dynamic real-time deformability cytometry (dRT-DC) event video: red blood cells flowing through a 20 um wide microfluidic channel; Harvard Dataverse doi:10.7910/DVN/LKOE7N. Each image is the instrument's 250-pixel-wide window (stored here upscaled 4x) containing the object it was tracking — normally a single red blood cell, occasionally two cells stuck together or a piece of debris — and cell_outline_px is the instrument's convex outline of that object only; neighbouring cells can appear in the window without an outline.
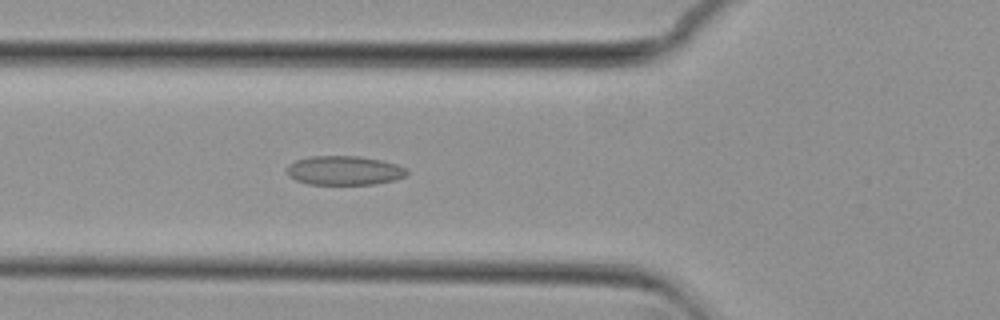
{"species": "common noctule bat (a hibernating species)", "species_latin": "Nyctalus noctula", "temperature_condition": "cold", "stored_images_in_passage": 43, "camera_frame_rate_fps": 3000, "um_per_image_px": 0.085, "animal": {"sex": "female", "body_mass_g": 29.2, "forearm_length_mm": 56.3}, "frame": {"image": 1, "passage_image": 9, "time_ms": 2.667, "image_size_px": [1000, 320], "cell_outline_px": [[408, 172], [404, 176], [396, 180], [372, 184], [308, 184], [296, 180], [288, 176], [288, 164], [296, 160], [312, 156], [360, 156], [380, 160], [396, 164], [404, 168]], "centroid_in_image_um": [29.24, 14.49], "position_along_channel_um": 96.6, "area_um2": 20.23}}
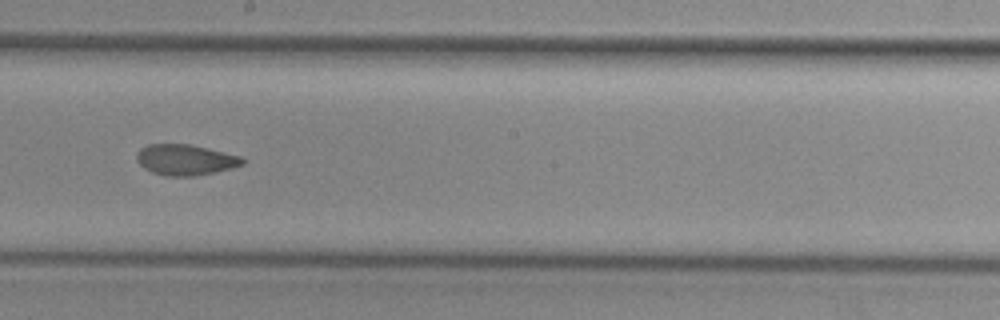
{"frame": {"image": 2, "passage_image": 20, "time_ms": 6.333, "image_size_px": [1000, 320], "cell_outline_px": [[244, 164], [232, 168], [216, 172], [192, 176], [168, 176], [152, 172], [144, 168], [136, 160], [136, 156], [140, 148], [148, 144], [188, 144], [240, 156], [244, 160]], "centroid_in_image_um": [15.73, 13.59], "position_along_channel_um": 232.5, "area_um2": 18.79}}
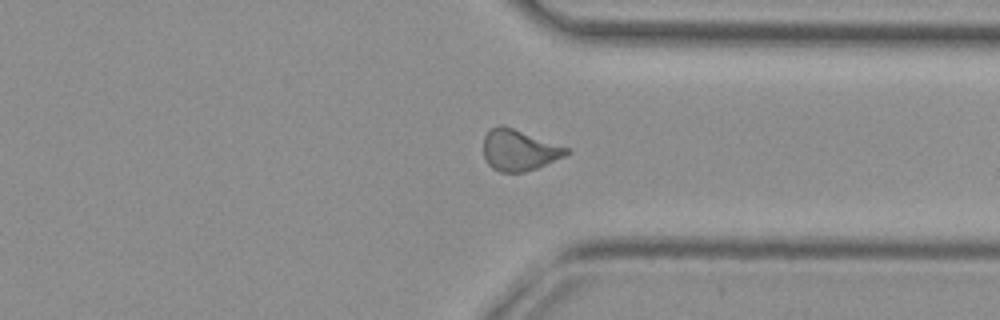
{"frame": {"image": 3, "passage_image": 31, "time_ms": 10.0, "image_size_px": [1000, 320], "cell_outline_px": [[572, 152], [564, 156], [536, 168], [524, 172], [500, 172], [492, 168], [488, 164], [484, 156], [484, 136], [492, 128], [500, 124], [512, 128], [568, 148]], "centroid_in_image_um": [44.1, 12.77], "position_along_channel_um": 367.3, "area_um2": 19.48}, "authors_computed_cell_mechanics": {"area_um2": 19.4208, "velocity_mm_per_s": 3.6916, "shape_relaxation_time_tau1_ms": null, "shape_relaxation_time_tau2_ms": 2.4299, "deformation_change_tau1": null, "deformation_change_tau2": 0.0834}}